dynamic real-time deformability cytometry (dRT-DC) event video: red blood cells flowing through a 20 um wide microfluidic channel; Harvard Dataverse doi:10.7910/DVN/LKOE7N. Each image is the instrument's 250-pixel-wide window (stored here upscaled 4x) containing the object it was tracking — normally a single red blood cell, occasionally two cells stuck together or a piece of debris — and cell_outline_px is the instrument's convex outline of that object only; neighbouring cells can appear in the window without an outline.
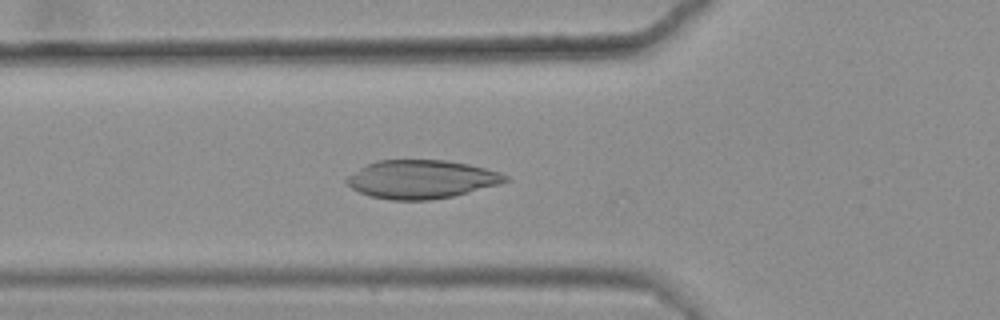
{"species": "common noctule bat (a hibernating species)", "species_latin": "Nyctalus noctula", "temperature_condition": "warm", "stored_images_in_passage": 45, "camera_frame_rate_fps": 3000, "um_per_image_px": 0.085, "animal": {"sex": "female", "body_mass_g": 25.1}, "frame": {"image": 1, "passage_image": 19, "time_ms": 6.0, "image_size_px": [1000, 320], "cell_outline_px": [[512, 180], [500, 184], [452, 196], [428, 200], [392, 200], [368, 196], [352, 188], [344, 180], [348, 176], [360, 168], [376, 160], [444, 160], [468, 164], [500, 172], [508, 176]], "centroid_in_image_um": [35.83, 15.24], "position_along_channel_um": 90.0, "area_um2": 35.43}}
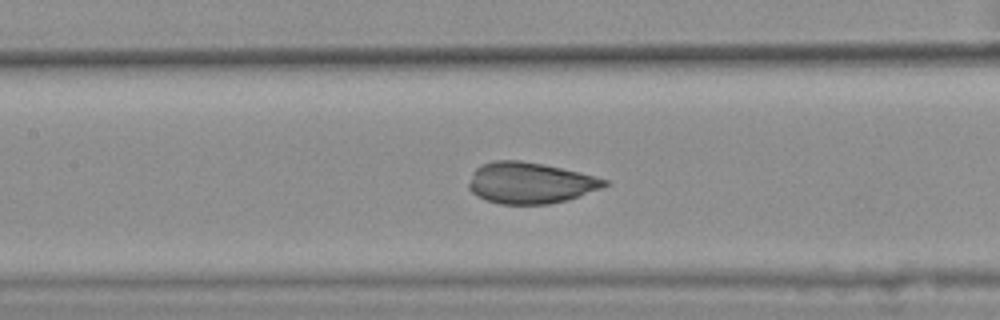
{"frame": {"image": 2, "passage_image": 25, "time_ms": 8.0, "image_size_px": [1000, 320], "cell_outline_px": [[608, 184], [600, 188], [568, 200], [548, 204], [500, 204], [476, 196], [468, 188], [468, 184], [472, 172], [476, 168], [492, 160], [520, 160], [544, 164], [608, 180]], "centroid_in_image_um": [45.01, 15.55], "position_along_channel_um": 162.4, "area_um2": 32.31}}
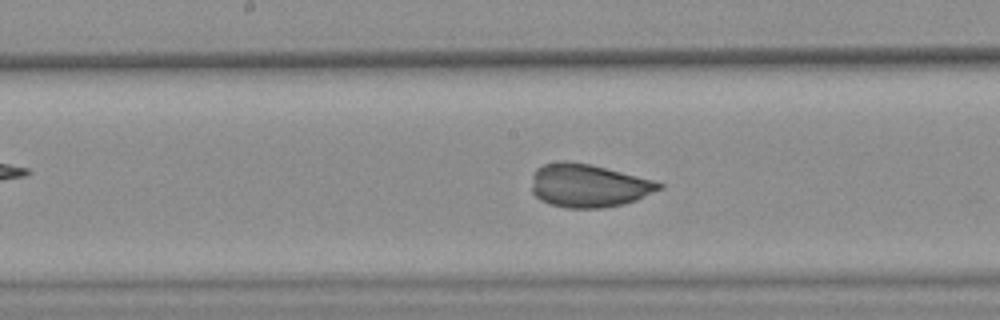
{"frame": {"image": 3, "passage_image": 28, "time_ms": 9.0, "image_size_px": [1000, 320], "cell_outline_px": [[664, 188], [636, 200], [604, 208], [568, 208], [548, 204], [540, 200], [532, 192], [532, 172], [536, 168], [544, 164], [560, 160], [568, 160], [588, 164], [652, 180], [664, 184]], "centroid_in_image_um": [49.97, 15.78], "position_along_channel_um": 198.2, "area_um2": 32.08}}